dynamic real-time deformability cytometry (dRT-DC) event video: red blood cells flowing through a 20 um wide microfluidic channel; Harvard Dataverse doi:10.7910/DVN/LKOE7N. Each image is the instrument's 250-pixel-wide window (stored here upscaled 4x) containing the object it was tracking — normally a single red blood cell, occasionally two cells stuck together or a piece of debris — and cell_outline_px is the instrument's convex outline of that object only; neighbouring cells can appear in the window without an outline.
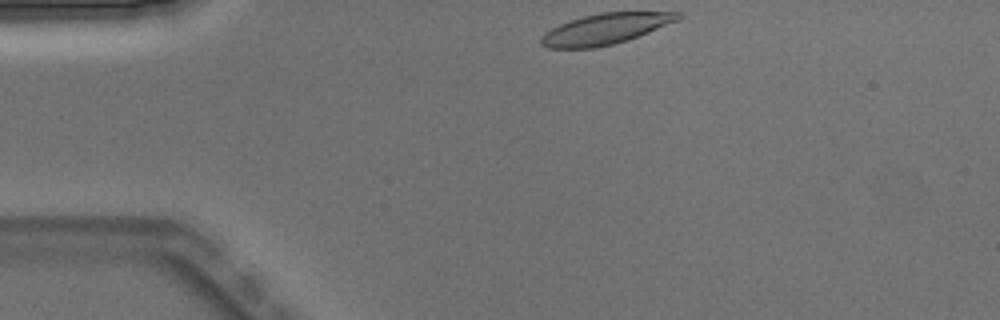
{"species": "Egyptian fruit bat (a non-hibernating species)", "species_latin": "Rousettus aegyptiacus", "temperature_condition": "warm", "stored_images_in_passage": 2, "camera_frame_rate_fps": 3000, "um_per_image_px": 0.085, "animal": {"sex": "male"}, "frame": {"image": 1, "passage_image": 1, "time_ms": 0.0, "image_size_px": [1000, 320], "cell_outline_px": [[684, 16], [680, 20], [628, 40], [596, 48], [548, 48], [540, 44], [540, 36], [544, 32], [568, 20], [600, 12], [680, 12]], "centroid_in_image_um": [51.46, 2.45], "position_along_channel_um": 33.5, "area_um2": 24.74}}